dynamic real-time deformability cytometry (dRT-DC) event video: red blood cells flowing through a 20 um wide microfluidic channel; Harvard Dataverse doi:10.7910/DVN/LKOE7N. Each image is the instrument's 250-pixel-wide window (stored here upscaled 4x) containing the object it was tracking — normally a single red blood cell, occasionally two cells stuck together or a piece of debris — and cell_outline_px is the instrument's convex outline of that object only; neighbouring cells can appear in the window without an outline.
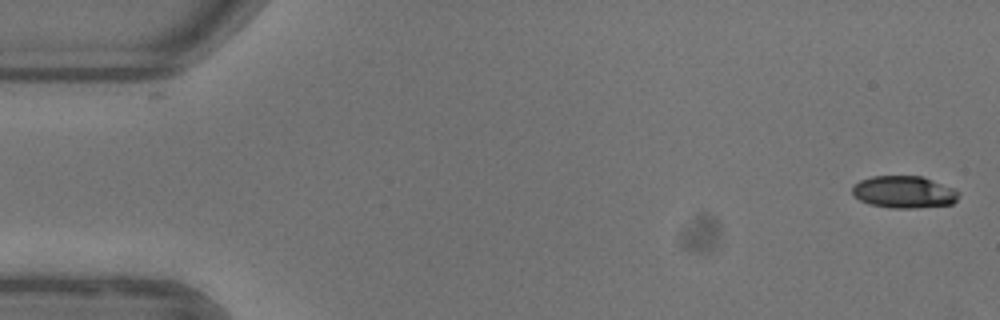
{"species": "common noctule bat (a hibernating species)", "species_latin": "Nyctalus noctula", "temperature_condition": "warm", "stored_images_in_passage": 33, "camera_frame_rate_fps": 3000, "um_per_image_px": 0.085, "animal": {"sex": "female"}, "frame": {"image": 1, "passage_image": 1, "time_ms": 0.0, "image_size_px": [1000, 320], "cell_outline_px": [[960, 192], [956, 200], [952, 204], [916, 208], [888, 208], [868, 204], [860, 200], [852, 192], [852, 188], [860, 180], [872, 176], [920, 176], [952, 188]], "centroid_in_image_um": [76.82, 16.33], "position_along_channel_um": 8.2, "area_um2": 19.77}}
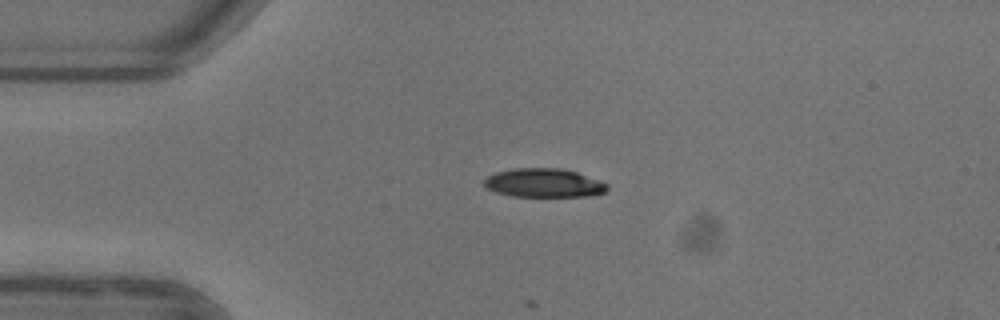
{"frame": {"image": 2, "passage_image": 12, "time_ms": 3.667, "image_size_px": [1000, 320], "cell_outline_px": [[608, 188], [604, 192], [588, 196], [512, 196], [496, 192], [488, 188], [484, 184], [484, 180], [488, 176], [496, 172], [516, 168], [560, 168], [576, 172], [600, 180], [608, 184]], "centroid_in_image_um": [46.24, 15.54], "position_along_channel_um": 38.8, "area_um2": 20.46}}
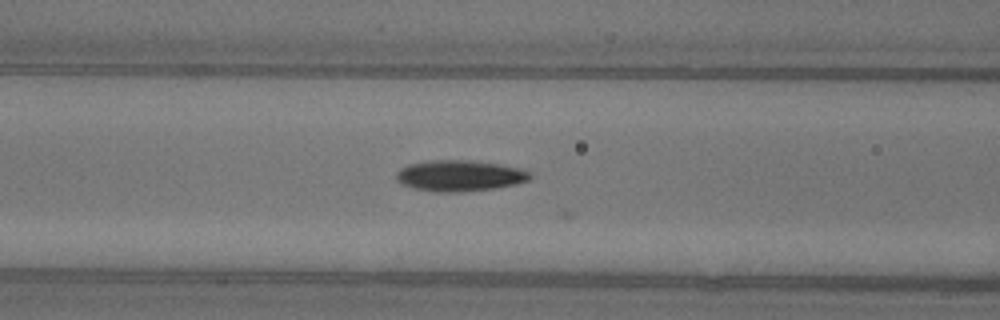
{"frame": {"image": 3, "passage_image": 21, "time_ms": 6.667, "image_size_px": [1000, 320], "cell_outline_px": [[532, 176], [528, 180], [516, 184], [492, 188], [460, 192], [432, 192], [412, 188], [400, 184], [396, 180], [396, 172], [400, 168], [408, 164], [432, 160], [468, 160], [500, 164], [520, 168], [528, 172]], "centroid_in_image_um": [39.01, 14.94], "position_along_channel_um": 127.6, "area_um2": 24.28}}